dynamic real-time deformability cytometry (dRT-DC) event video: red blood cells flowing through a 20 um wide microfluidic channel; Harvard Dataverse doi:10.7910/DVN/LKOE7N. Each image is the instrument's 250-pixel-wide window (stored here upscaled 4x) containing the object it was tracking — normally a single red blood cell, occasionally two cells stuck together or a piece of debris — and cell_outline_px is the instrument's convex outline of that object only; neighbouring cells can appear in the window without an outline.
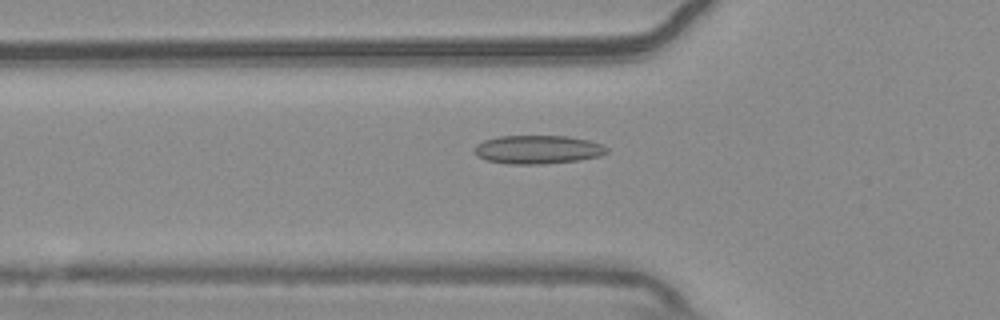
{"species": "common noctule bat (a hibernating species)", "species_latin": "Nyctalus noctula", "temperature_condition": "warm", "stored_images_in_passage": 46, "camera_frame_rate_fps": 3000, "um_per_image_px": 0.085, "animal": {"sex": "male", "body_mass_g": 20.4}, "frame": {"image": 1, "passage_image": 12, "time_ms": 3.667, "image_size_px": [1000, 320], "cell_outline_px": [[608, 152], [600, 156], [580, 160], [540, 164], [508, 164], [488, 160], [480, 156], [472, 148], [476, 144], [484, 140], [500, 136], [568, 136], [588, 140], [604, 144], [608, 148]], "centroid_in_image_um": [45.75, 12.7], "position_along_channel_um": 80.0, "area_um2": 22.02}}
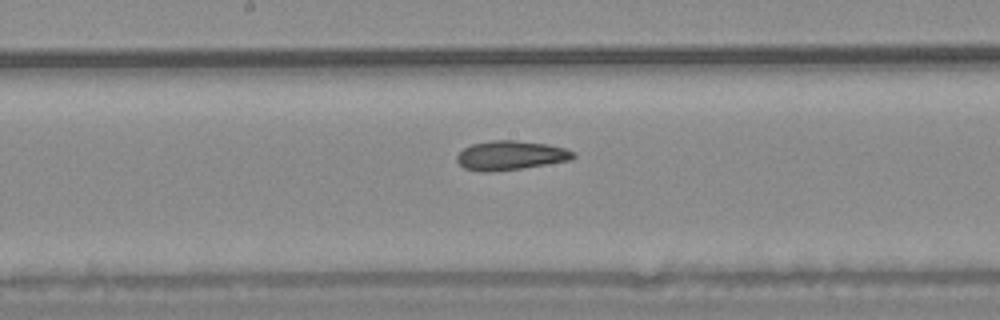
{"frame": {"image": 2, "passage_image": 22, "time_ms": 7.0, "image_size_px": [1000, 320], "cell_outline_px": [[576, 156], [572, 160], [520, 168], [488, 172], [484, 172], [464, 168], [456, 160], [456, 156], [464, 148], [472, 144], [492, 140], [516, 140], [548, 144], [564, 148], [576, 152]], "centroid_in_image_um": [43.42, 13.2], "position_along_channel_um": 204.8, "area_um2": 19.77}}
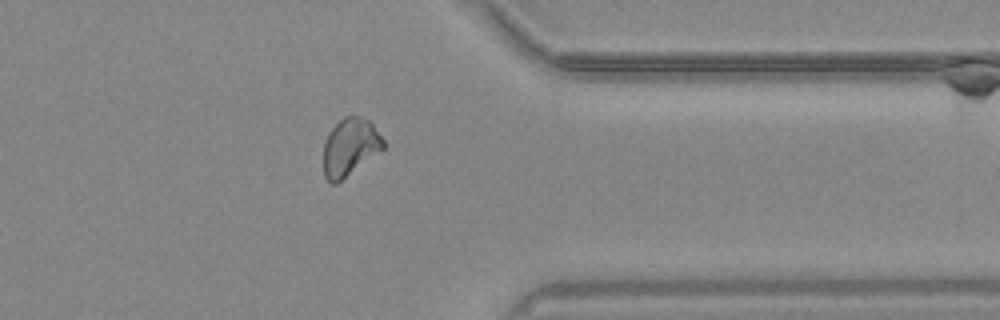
{"frame": {"image": 3, "passage_image": 37, "time_ms": 12.0, "image_size_px": [1000, 320], "cell_outline_px": [[384, 148], [336, 184], [332, 184], [324, 176], [324, 144], [328, 132], [344, 116], [360, 116], [368, 120], [372, 124], [384, 140]], "centroid_in_image_um": [29.73, 12.49], "position_along_channel_um": 381.7, "area_um2": 19.77}}